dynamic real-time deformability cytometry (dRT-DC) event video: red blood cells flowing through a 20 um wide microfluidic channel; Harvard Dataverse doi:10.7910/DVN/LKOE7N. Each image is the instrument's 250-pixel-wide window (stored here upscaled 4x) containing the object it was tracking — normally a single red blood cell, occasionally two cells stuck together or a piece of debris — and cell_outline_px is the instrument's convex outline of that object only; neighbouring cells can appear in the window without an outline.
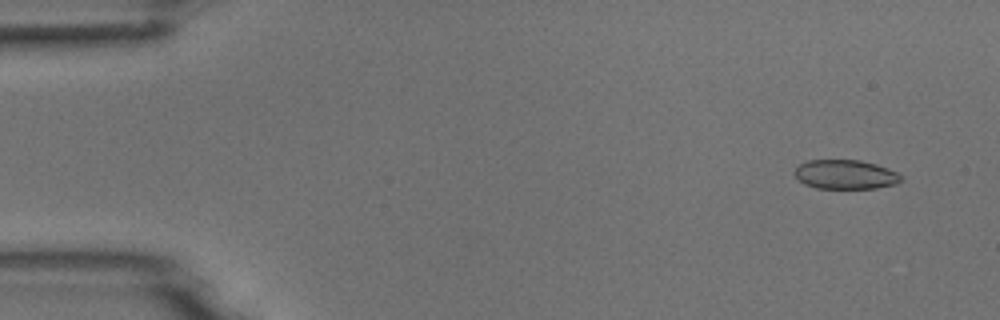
{"species": "common noctule bat (a hibernating species)", "species_latin": "Nyctalus noctula", "temperature_condition": "room temperature", "stored_images_in_passage": 53, "camera_frame_rate_fps": 3000, "um_per_image_px": 0.085, "animal": {"sex": "male", "body_mass_g": 18.8}, "frame": {"image": 1, "passage_image": 4, "time_ms": 1.0, "image_size_px": [1000, 320], "cell_outline_px": [[900, 180], [896, 184], [876, 188], [816, 188], [804, 184], [796, 176], [796, 168], [800, 164], [808, 160], [860, 160], [876, 164], [896, 172], [900, 176]], "centroid_in_image_um": [71.85, 14.83], "position_along_channel_um": 13.2, "area_um2": 17.86}}
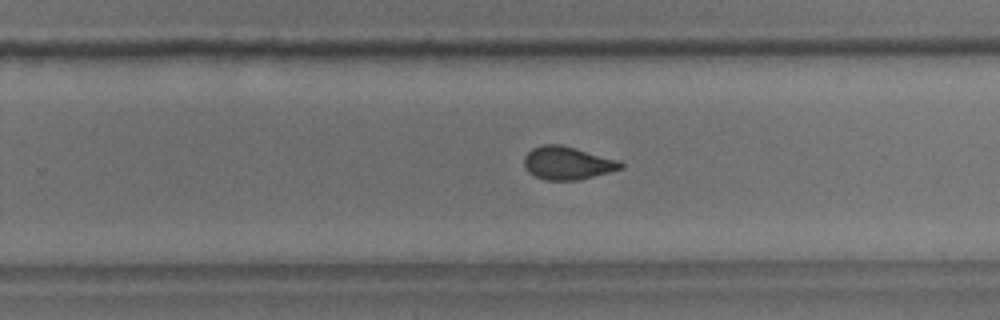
{"frame": {"image": 2, "passage_image": 34, "time_ms": 11.0, "image_size_px": [1000, 320], "cell_outline_px": [[624, 168], [580, 180], [544, 180], [528, 172], [524, 168], [524, 156], [532, 148], [544, 144], [560, 144], [576, 148], [620, 160], [624, 164]], "centroid_in_image_um": [48.24, 13.86], "position_along_channel_um": 281.6, "area_um2": 18.79}}
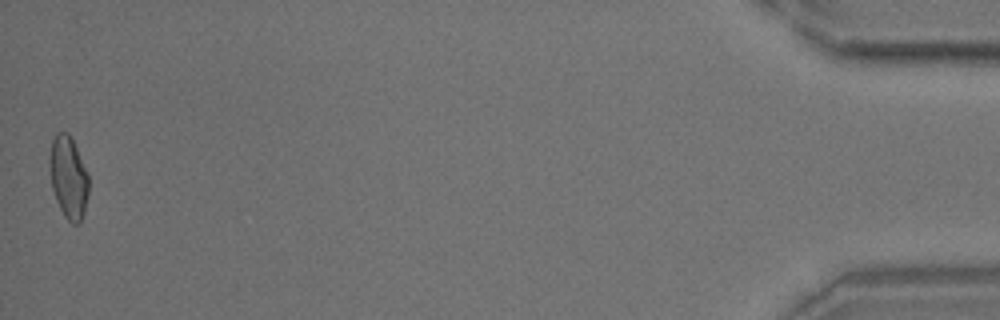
{"frame": {"image": 3, "passage_image": 53, "time_ms": 17.333, "image_size_px": [1000, 320], "cell_outline_px": [[88, 196], [84, 212], [80, 224], [72, 224], [64, 216], [56, 200], [52, 188], [48, 164], [48, 156], [52, 140], [56, 132], [68, 132], [76, 148], [88, 176]], "centroid_in_image_um": [5.79, 15.08], "position_along_channel_um": 429.4, "area_um2": 18.79}}